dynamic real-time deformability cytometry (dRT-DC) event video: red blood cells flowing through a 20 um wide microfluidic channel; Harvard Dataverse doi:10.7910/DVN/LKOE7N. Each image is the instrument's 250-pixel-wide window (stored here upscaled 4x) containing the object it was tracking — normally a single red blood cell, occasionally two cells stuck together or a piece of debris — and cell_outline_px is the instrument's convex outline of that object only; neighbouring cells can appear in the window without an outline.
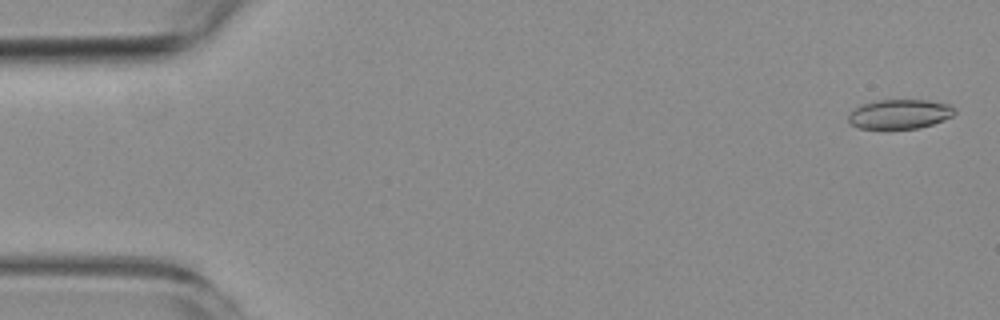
{"species": "common noctule bat (a hibernating species)", "species_latin": "Nyctalus noctula", "temperature_condition": "room temperature", "stored_images_in_passage": 6, "camera_frame_rate_fps": 3000, "um_per_image_px": 0.085, "animal": {"sex": "female", "body_mass_g": 19.3, "forearm_length_mm": 54.1}, "frame": {"image": 1, "passage_image": 1, "time_ms": 0.0, "image_size_px": [1000, 320], "cell_outline_px": [[956, 112], [952, 116], [932, 124], [920, 128], [860, 128], [852, 124], [848, 120], [848, 116], [856, 108], [864, 104], [876, 100], [928, 100], [948, 104], [956, 108]], "centroid_in_image_um": [76.52, 9.69], "position_along_channel_um": 8.5, "area_um2": 17.98}}